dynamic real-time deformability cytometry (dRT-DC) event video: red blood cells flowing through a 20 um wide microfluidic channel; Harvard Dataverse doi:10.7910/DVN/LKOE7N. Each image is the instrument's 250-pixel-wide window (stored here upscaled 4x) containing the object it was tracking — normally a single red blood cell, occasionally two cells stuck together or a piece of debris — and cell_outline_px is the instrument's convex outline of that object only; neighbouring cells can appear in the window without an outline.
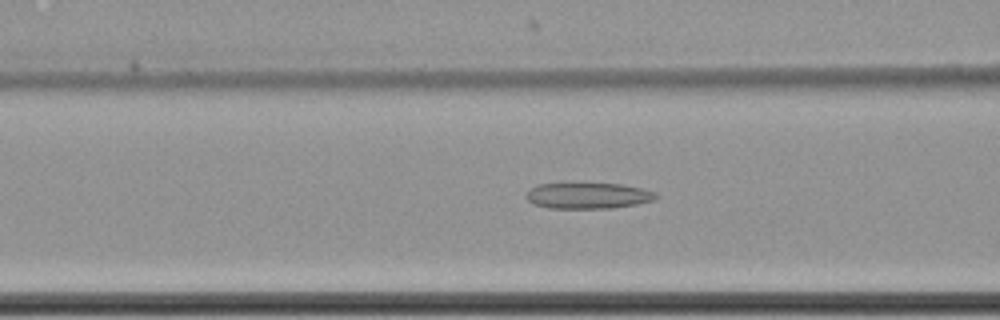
{"species": "common noctule bat (a hibernating species)", "species_latin": "Nyctalus noctula", "temperature_condition": "cold", "stored_images_in_passage": 61, "camera_frame_rate_fps": 3000, "um_per_image_px": 0.085, "animal": {"sex": "female", "body_mass_g": 22.7, "forearm_length_mm": 54.2}, "frame": {"image": 1, "passage_image": 27, "time_ms": 8.667, "image_size_px": [1000, 320], "cell_outline_px": [[660, 196], [656, 200], [636, 204], [612, 208], [548, 208], [536, 204], [528, 200], [524, 196], [528, 188], [536, 184], [620, 184], [644, 188], [656, 192]], "centroid_in_image_um": [50.01, 16.63], "position_along_channel_um": 116.6, "area_um2": 19.77}}
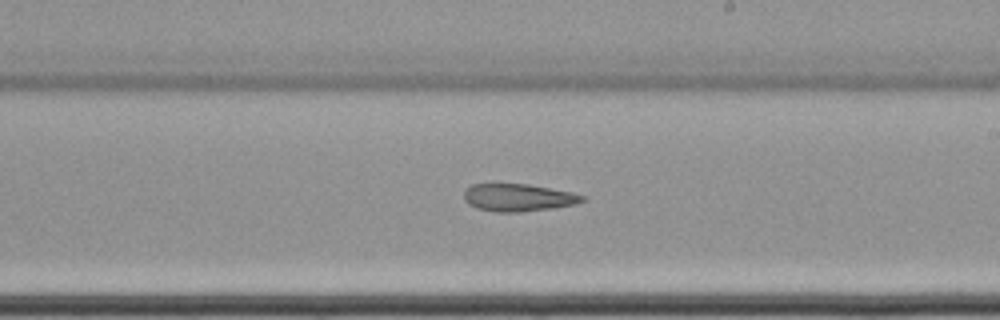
{"frame": {"image": 2, "passage_image": 38, "time_ms": 12.333, "image_size_px": [1000, 320], "cell_outline_px": [[584, 200], [576, 204], [552, 208], [520, 212], [496, 212], [476, 208], [468, 204], [464, 200], [464, 192], [472, 184], [528, 184], [572, 192], [584, 196]], "centroid_in_image_um": [44.03, 16.8], "position_along_channel_um": 245.0, "area_um2": 18.9}}
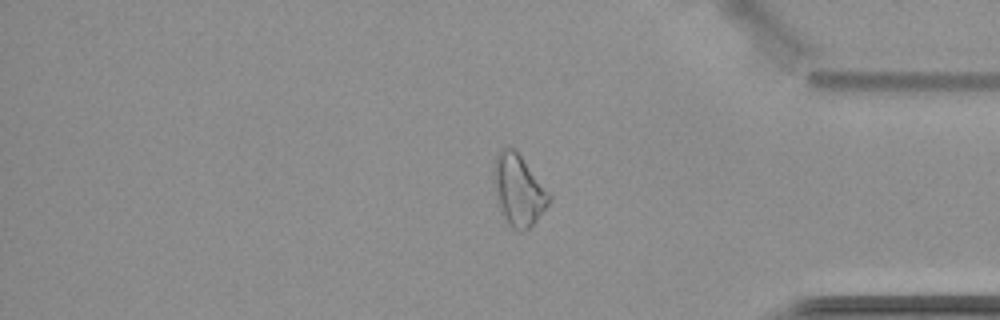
{"frame": {"image": 3, "passage_image": 52, "time_ms": 17.0, "image_size_px": [1000, 320], "cell_outline_px": [[552, 200], [536, 220], [524, 232], [520, 232], [512, 228], [508, 224], [496, 200], [492, 180], [492, 164], [500, 148], [516, 148], [552, 192]], "centroid_in_image_um": [44.08, 16.1], "position_along_channel_um": 391.1, "area_um2": 23.93}}